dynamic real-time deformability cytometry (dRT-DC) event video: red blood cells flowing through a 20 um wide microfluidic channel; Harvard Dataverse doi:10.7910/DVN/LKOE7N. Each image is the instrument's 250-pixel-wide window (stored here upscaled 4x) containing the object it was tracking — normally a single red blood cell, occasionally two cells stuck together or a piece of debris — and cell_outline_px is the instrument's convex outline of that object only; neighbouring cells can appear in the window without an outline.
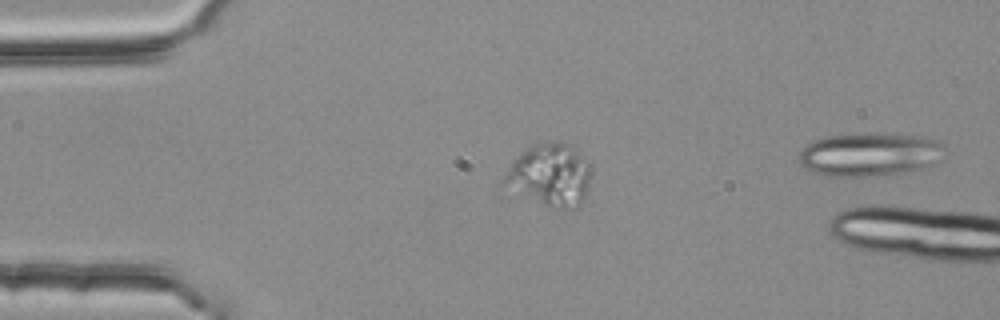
{"species": "common noctule bat (a hibernating species)", "species_latin": "Nyctalus noctula", "temperature_condition": "room temperature", "stored_images_in_passage": 5, "camera_frame_rate_fps": 3000, "um_per_image_px": 0.085, "animal": {"sex": "female", "body_mass_g": 25.1}, "frame": {"image": 1, "passage_image": 5, "time_ms": 1.333, "image_size_px": [1000, 320], "cell_outline_px": [[588, 192], [580, 208], [552, 208], [544, 204], [504, 180], [504, 176], [512, 160], [532, 144], [540, 140], [560, 140], [568, 144], [588, 168]], "centroid_in_image_um": [46.79, 14.83], "position_along_channel_um": 38.2, "area_um2": 30.17}}